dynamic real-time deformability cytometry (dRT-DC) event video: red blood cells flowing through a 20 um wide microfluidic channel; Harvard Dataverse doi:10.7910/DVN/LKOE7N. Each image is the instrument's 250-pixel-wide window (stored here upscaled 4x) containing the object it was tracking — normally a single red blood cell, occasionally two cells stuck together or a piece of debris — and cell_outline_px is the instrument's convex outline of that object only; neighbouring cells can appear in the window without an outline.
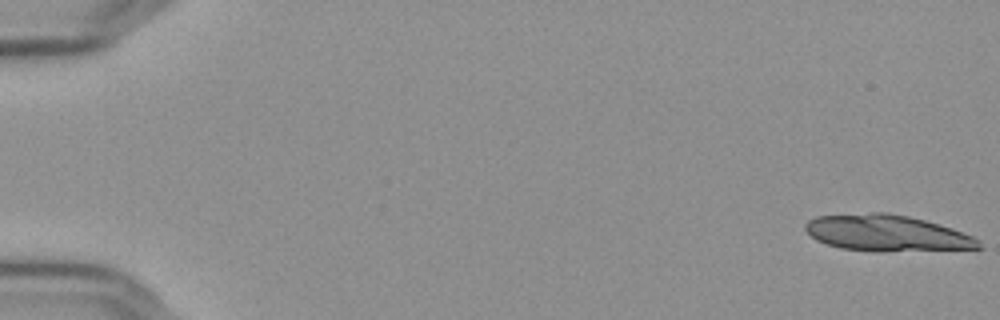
{"species": "Egyptian fruit bat (a non-hibernating species)", "species_latin": "Rousettus aegyptiacus", "temperature_condition": "cold", "stored_images_in_passage": 17, "camera_frame_rate_fps": 3000, "um_per_image_px": 0.085, "frame": {"image": 1, "passage_image": 1, "time_ms": 0.0, "image_size_px": [1000, 320], "cell_outline_px": [[984, 248], [880, 252], [876, 252], [840, 248], [816, 240], [804, 228], [804, 224], [808, 220], [816, 216], [872, 212], [888, 212], [908, 216], [940, 224], [952, 228], [972, 236], [980, 240]], "centroid_in_image_um": [75.39, 19.82], "position_along_channel_um": 9.6, "area_um2": 36.93}}